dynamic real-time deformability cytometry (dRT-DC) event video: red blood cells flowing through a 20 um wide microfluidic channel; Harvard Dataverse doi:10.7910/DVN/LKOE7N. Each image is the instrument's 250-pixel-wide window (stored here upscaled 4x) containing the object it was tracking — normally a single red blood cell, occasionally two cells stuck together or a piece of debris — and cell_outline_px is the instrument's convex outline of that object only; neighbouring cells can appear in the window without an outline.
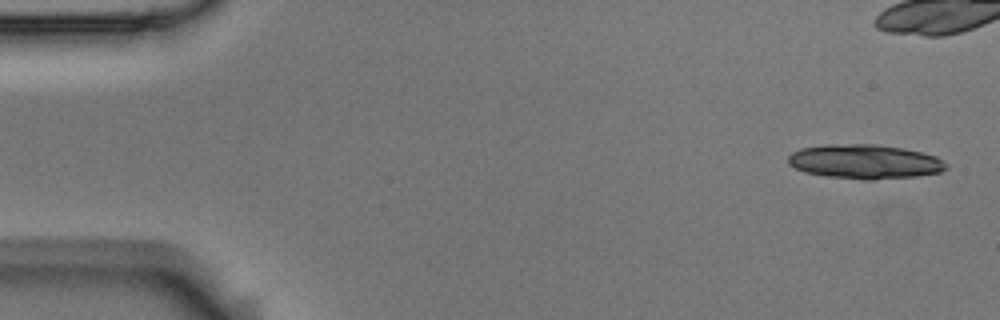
{"species": "Egyptian fruit bat (a non-hibernating species)", "species_latin": "Rousettus aegyptiacus", "temperature_condition": "room temperature", "stored_images_in_passage": 6, "camera_frame_rate_fps": 3000, "um_per_image_px": 0.085, "animal": {"sex": "male"}, "frame": {"image": 1, "passage_image": 1, "time_ms": 0.0, "image_size_px": [1000, 320], "cell_outline_px": [[948, 168], [940, 172], [916, 176], [872, 180], [864, 180], [824, 176], [804, 172], [788, 164], [788, 156], [792, 152], [800, 148], [828, 144], [876, 144], [904, 148], [936, 156], [948, 164]], "centroid_in_image_um": [73.5, 13.74], "position_along_channel_um": 11.5, "area_um2": 31.85}}